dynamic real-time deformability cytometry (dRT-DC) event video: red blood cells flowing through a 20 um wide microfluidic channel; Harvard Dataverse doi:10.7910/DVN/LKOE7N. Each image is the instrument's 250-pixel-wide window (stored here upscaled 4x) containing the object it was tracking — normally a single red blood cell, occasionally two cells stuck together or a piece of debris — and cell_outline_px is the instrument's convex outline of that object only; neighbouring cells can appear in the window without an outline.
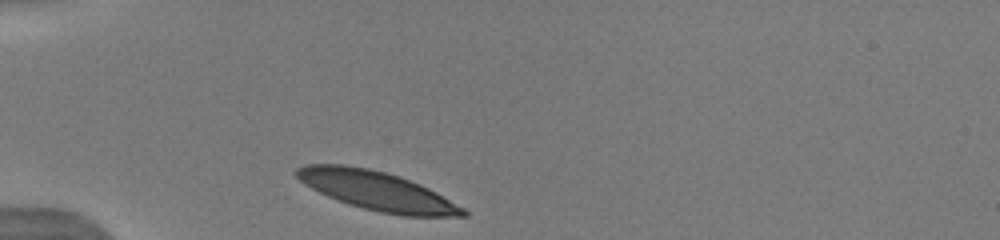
{"species": "human", "species_latin": "Homo sapiens", "temperature_condition": "warm", "stored_images_in_passage": 21, "camera_frame_rate_fps": 3000, "um_per_image_px": 0.085, "donor": {"sex": "male"}, "frame": {"image": 1, "passage_image": 1, "time_ms": 0.0, "image_size_px": [1000, 240], "cell_outline_px": [[468, 216], [400, 216], [380, 212], [348, 204], [328, 196], [304, 184], [292, 172], [296, 168], [304, 164], [344, 164], [368, 168], [400, 176], [420, 184], [436, 192], [464, 208], [468, 212]], "centroid_in_image_um": [32.02, 16.21], "position_along_channel_um": 53.0, "area_um2": 37.69}, "authors_computed_cell_mechanics": {"area_um2": 37.7434, "velocity_mm_per_s": 3.973, "shape_relaxation_time_tau1_ms": 2.1849, "shape_relaxation_time_tau2_ms": null, "deformation_change_tau1": 0.1069, "deformation_change_tau2": null}}